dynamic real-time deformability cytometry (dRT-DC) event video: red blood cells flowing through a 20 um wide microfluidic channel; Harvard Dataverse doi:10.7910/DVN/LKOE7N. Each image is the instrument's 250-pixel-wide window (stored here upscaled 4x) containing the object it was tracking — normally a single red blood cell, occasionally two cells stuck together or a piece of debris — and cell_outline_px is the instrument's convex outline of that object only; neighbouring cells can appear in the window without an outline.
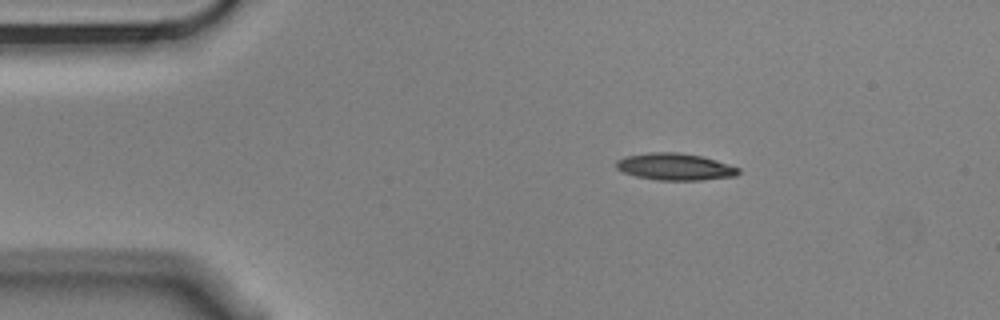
{"species": "Egyptian fruit bat (a non-hibernating species)", "species_latin": "Rousettus aegyptiacus", "temperature_condition": "cold", "stored_images_in_passage": 3, "camera_frame_rate_fps": 3000, "um_per_image_px": 0.085, "animal": {"sex": "male"}, "frame": {"image": 1, "passage_image": 2, "time_ms": 0.333, "image_size_px": [1000, 320], "cell_outline_px": [[740, 172], [736, 176], [700, 180], [656, 180], [636, 176], [624, 172], [616, 168], [616, 160], [624, 156], [648, 152], [676, 152], [704, 156], [740, 168]], "centroid_in_image_um": [57.37, 14.16], "position_along_channel_um": 27.6, "area_um2": 19.31}}